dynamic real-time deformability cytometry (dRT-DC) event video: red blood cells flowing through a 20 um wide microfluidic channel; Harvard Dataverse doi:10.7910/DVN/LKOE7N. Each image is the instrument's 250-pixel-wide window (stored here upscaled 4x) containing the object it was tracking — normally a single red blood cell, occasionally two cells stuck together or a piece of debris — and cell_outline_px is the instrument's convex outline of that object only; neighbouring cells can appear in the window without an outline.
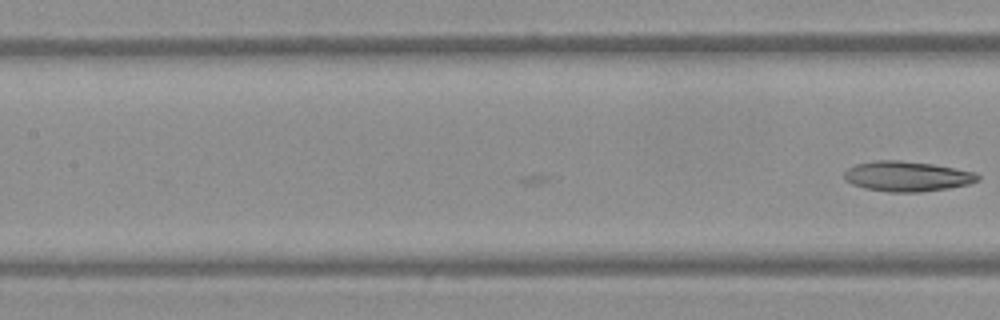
{"species": "Egyptian fruit bat (a non-hibernating species)", "species_latin": "Rousettus aegyptiacus", "temperature_condition": "warm", "stored_images_in_passage": 12, "camera_frame_rate_fps": 3000, "um_per_image_px": 0.085, "frame": {"image": 1, "passage_image": 12, "time_ms": 3.667, "image_size_px": [1000, 320], "cell_outline_px": [[980, 180], [968, 184], [948, 188], [920, 192], [888, 192], [864, 188], [852, 184], [844, 180], [844, 172], [848, 168], [856, 164], [876, 160], [900, 160], [932, 164], [976, 172], [980, 176]], "centroid_in_image_um": [77.09, 14.99], "position_along_channel_um": 130.3, "area_um2": 23.52}}